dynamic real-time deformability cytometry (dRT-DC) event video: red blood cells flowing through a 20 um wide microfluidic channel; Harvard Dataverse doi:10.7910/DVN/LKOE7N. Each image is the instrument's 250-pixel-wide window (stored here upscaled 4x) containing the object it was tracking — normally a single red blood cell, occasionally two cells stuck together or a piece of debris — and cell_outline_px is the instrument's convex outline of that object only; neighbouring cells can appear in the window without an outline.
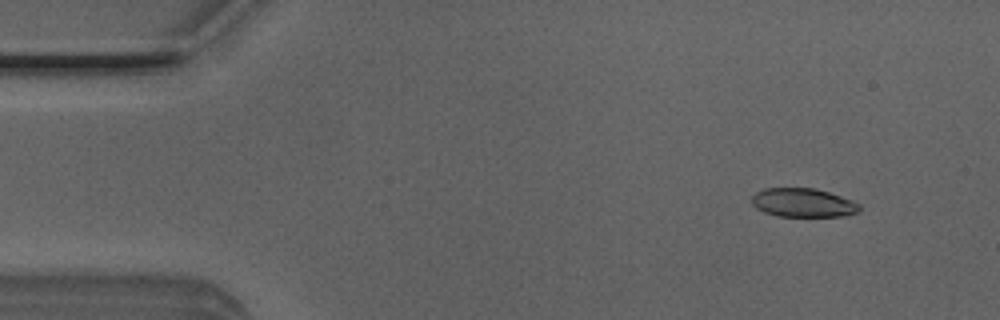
{"species": "Egyptian fruit bat (a non-hibernating species)", "species_latin": "Rousettus aegyptiacus", "temperature_condition": "room temperature", "stored_images_in_passage": 7, "camera_frame_rate_fps": 3000, "um_per_image_px": 0.085, "animal": {"sex": "male"}, "frame": {"image": 1, "passage_image": 2, "time_ms": 0.333, "image_size_px": [1000, 320], "cell_outline_px": [[860, 212], [844, 216], [776, 216], [764, 212], [756, 208], [752, 204], [752, 196], [756, 192], [764, 188], [816, 188], [852, 200], [860, 204]], "centroid_in_image_um": [68.26, 17.23], "position_along_channel_um": 16.7, "area_um2": 18.15}}